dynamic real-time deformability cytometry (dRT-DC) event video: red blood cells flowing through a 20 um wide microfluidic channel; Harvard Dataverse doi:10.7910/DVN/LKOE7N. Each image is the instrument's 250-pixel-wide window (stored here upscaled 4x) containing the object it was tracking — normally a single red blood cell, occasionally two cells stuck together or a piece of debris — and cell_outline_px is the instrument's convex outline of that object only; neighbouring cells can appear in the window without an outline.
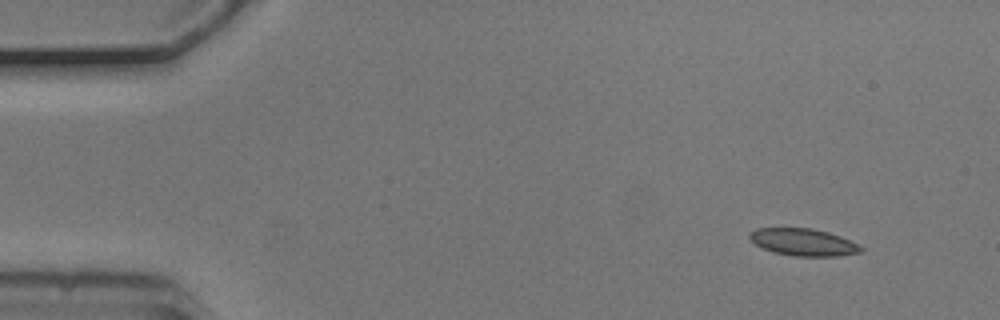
{"species": "common noctule bat (a hibernating species)", "species_latin": "Nyctalus noctula", "temperature_condition": "cold", "stored_images_in_passage": 4, "camera_frame_rate_fps": 3000, "um_per_image_px": 0.085, "animal": {"sex": "male", "body_mass_g": 20.5, "forearm_length_mm": 52.5}, "frame": {"image": 1, "passage_image": 1, "time_ms": 0.0, "image_size_px": [1000, 320], "cell_outline_px": [[864, 248], [860, 252], [836, 256], [792, 256], [772, 252], [756, 244], [748, 236], [748, 232], [756, 228], [812, 228], [828, 232], [840, 236]], "centroid_in_image_um": [68.24, 20.58], "position_along_channel_um": 16.8, "area_um2": 17.51}}
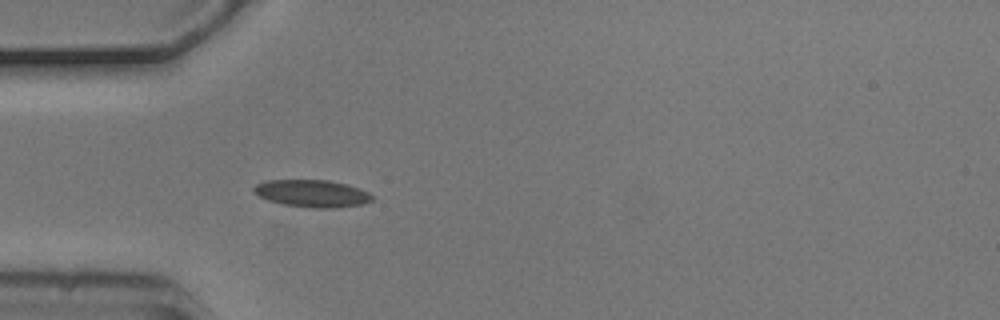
{"frame": {"image": 2, "passage_image": 4, "time_ms": 1.0, "image_size_px": [1000, 320], "cell_outline_px": [[372, 200], [364, 204], [336, 208], [312, 208], [284, 204], [268, 200], [260, 196], [252, 188], [256, 184], [268, 180], [328, 180], [360, 188], [368, 192], [372, 196]], "centroid_in_image_um": [26.55, 16.45], "position_along_channel_um": 58.4, "area_um2": 18.67}}